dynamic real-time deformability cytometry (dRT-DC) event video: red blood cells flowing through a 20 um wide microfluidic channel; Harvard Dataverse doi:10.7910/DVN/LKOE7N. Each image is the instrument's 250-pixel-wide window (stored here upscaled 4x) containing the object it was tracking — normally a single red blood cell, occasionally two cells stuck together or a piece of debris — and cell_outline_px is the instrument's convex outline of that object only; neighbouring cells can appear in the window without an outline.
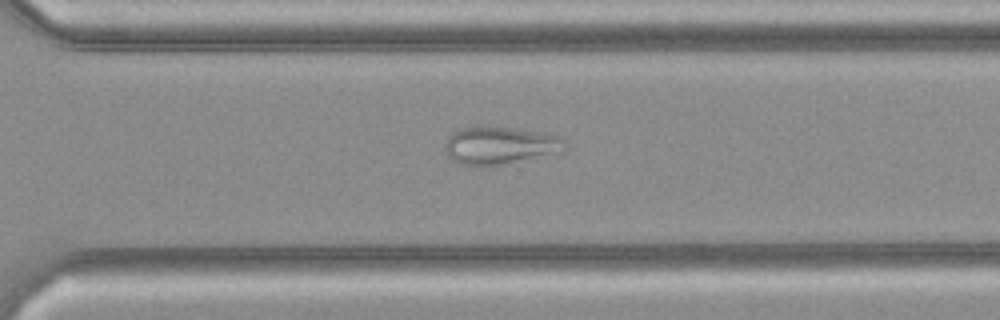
{"species": "common noctule bat (a hibernating species)", "species_latin": "Nyctalus noctula", "temperature_condition": "cold", "stored_images_in_passage": 38, "camera_frame_rate_fps": 3000, "um_per_image_px": 0.085, "animal": {"sex": "female", "body_mass_g": 21.9}, "frame": {"image": 1, "passage_image": 27, "time_ms": 8.667, "image_size_px": [1000, 320], "cell_outline_px": [[568, 148], [564, 152], [492, 168], [484, 168], [460, 164], [452, 160], [448, 156], [444, 144], [448, 136], [456, 128], [476, 124], [496, 124], [544, 132], [560, 136], [568, 140]], "centroid_in_image_um": [42.53, 12.34], "position_along_channel_um": 328.1, "area_um2": 28.67}}
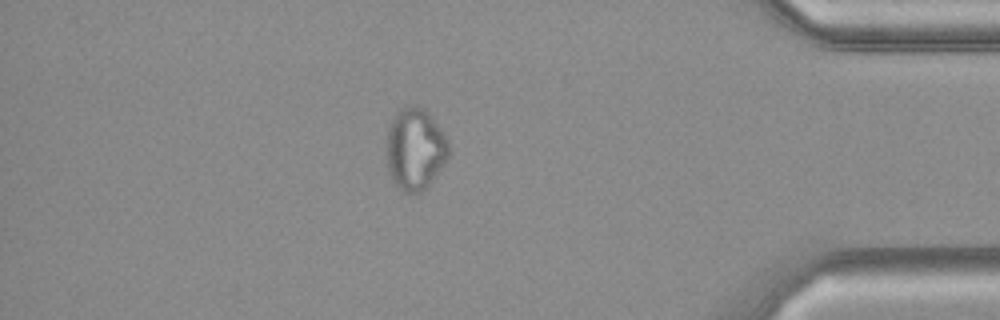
{"frame": {"image": 2, "passage_image": 33, "time_ms": 10.667, "image_size_px": [1000, 320], "cell_outline_px": [[448, 160], [428, 188], [420, 192], [404, 192], [392, 180], [388, 172], [388, 124], [396, 112], [404, 104], [416, 104], [424, 108], [448, 140]], "centroid_in_image_um": [35.29, 12.65], "position_along_channel_um": 399.9, "area_um2": 29.82}}